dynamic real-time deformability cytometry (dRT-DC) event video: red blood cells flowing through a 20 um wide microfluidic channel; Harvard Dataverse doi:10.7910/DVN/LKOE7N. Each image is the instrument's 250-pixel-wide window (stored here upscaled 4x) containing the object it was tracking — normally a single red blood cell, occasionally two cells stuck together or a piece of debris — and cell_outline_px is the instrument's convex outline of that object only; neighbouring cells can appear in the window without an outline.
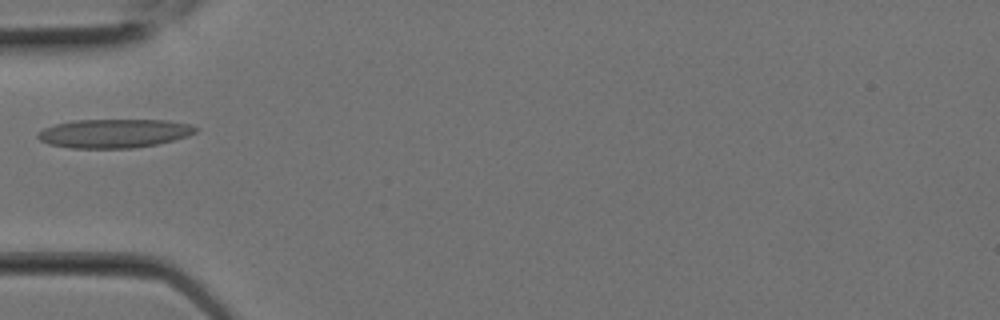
{"species": "Egyptian fruit bat (a non-hibernating species)", "species_latin": "Rousettus aegyptiacus", "temperature_condition": "room temperature", "stored_images_in_passage": 2, "camera_frame_rate_fps": 3000, "um_per_image_px": 0.085, "animal": {"sex": "female"}, "frame": {"image": 1, "passage_image": 2, "time_ms": 0.333, "image_size_px": [1000, 320], "cell_outline_px": [[200, 128], [196, 132], [188, 136], [156, 144], [132, 148], [72, 148], [48, 144], [40, 140], [36, 136], [44, 128], [56, 124], [72, 120], [168, 120], [192, 124]], "centroid_in_image_um": [9.73, 11.33], "position_along_channel_um": 75.3, "area_um2": 26.53}}